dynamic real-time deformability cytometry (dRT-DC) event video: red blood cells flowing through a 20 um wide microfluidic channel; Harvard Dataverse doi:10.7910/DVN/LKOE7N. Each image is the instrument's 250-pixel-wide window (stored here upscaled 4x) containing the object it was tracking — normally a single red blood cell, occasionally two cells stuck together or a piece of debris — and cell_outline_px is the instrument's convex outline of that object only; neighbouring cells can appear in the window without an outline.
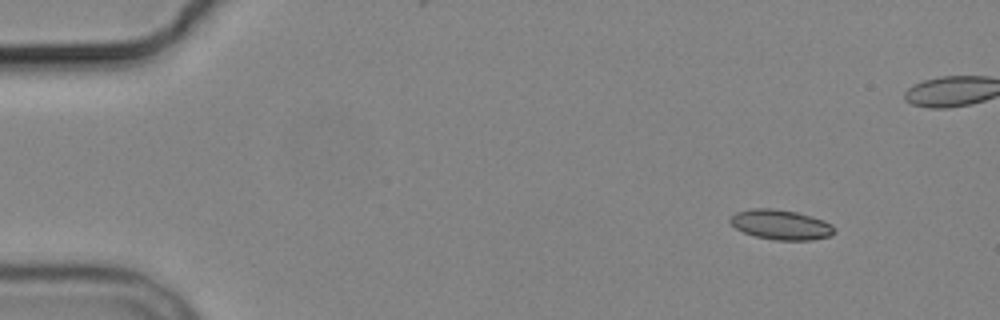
{"species": "common noctule bat (a hibernating species)", "species_latin": "Nyctalus noctula", "temperature_condition": "cold", "stored_images_in_passage": 5, "camera_frame_rate_fps": 3000, "um_per_image_px": 0.085, "animal": {"sex": "male", "body_mass_g": 19.2, "forearm_length_mm": 51.8}, "frame": {"image": 1, "passage_image": 1, "time_ms": 0.0, "image_size_px": [1000, 320], "cell_outline_px": [[836, 232], [832, 236], [812, 240], [776, 240], [756, 236], [744, 232], [736, 228], [728, 220], [728, 216], [736, 212], [752, 208], [772, 208], [796, 212], [812, 216], [824, 220], [832, 224], [836, 228]], "centroid_in_image_um": [66.4, 19.09], "position_along_channel_um": 18.6, "area_um2": 18.38}}